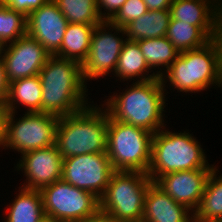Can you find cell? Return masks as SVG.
<instances>
[{
  "label": "cell",
  "mask_w": 222,
  "mask_h": 222,
  "mask_svg": "<svg viewBox=\"0 0 222 222\" xmlns=\"http://www.w3.org/2000/svg\"><path fill=\"white\" fill-rule=\"evenodd\" d=\"M152 71L153 70H151L147 64L138 43L136 41L126 40L123 44L113 75L118 77L120 81L139 78L136 79V82H145L159 78L154 71L152 74H149V72L151 73Z\"/></svg>",
  "instance_id": "cell-18"
},
{
  "label": "cell",
  "mask_w": 222,
  "mask_h": 222,
  "mask_svg": "<svg viewBox=\"0 0 222 222\" xmlns=\"http://www.w3.org/2000/svg\"><path fill=\"white\" fill-rule=\"evenodd\" d=\"M39 79L43 113L63 117L89 106L88 89L78 61L50 55L39 72Z\"/></svg>",
  "instance_id": "cell-1"
},
{
  "label": "cell",
  "mask_w": 222,
  "mask_h": 222,
  "mask_svg": "<svg viewBox=\"0 0 222 222\" xmlns=\"http://www.w3.org/2000/svg\"><path fill=\"white\" fill-rule=\"evenodd\" d=\"M85 222H123V221L116 220L115 218L107 216L99 211L95 216L86 220Z\"/></svg>",
  "instance_id": "cell-33"
},
{
  "label": "cell",
  "mask_w": 222,
  "mask_h": 222,
  "mask_svg": "<svg viewBox=\"0 0 222 222\" xmlns=\"http://www.w3.org/2000/svg\"><path fill=\"white\" fill-rule=\"evenodd\" d=\"M47 220L85 222L99 210V199L92 193L59 180L40 190Z\"/></svg>",
  "instance_id": "cell-9"
},
{
  "label": "cell",
  "mask_w": 222,
  "mask_h": 222,
  "mask_svg": "<svg viewBox=\"0 0 222 222\" xmlns=\"http://www.w3.org/2000/svg\"><path fill=\"white\" fill-rule=\"evenodd\" d=\"M151 178L141 171H115L99 199V210L123 222L142 220L144 200Z\"/></svg>",
  "instance_id": "cell-6"
},
{
  "label": "cell",
  "mask_w": 222,
  "mask_h": 222,
  "mask_svg": "<svg viewBox=\"0 0 222 222\" xmlns=\"http://www.w3.org/2000/svg\"><path fill=\"white\" fill-rule=\"evenodd\" d=\"M153 135L144 128L114 120L108 114L106 153L114 170L147 174Z\"/></svg>",
  "instance_id": "cell-7"
},
{
  "label": "cell",
  "mask_w": 222,
  "mask_h": 222,
  "mask_svg": "<svg viewBox=\"0 0 222 222\" xmlns=\"http://www.w3.org/2000/svg\"><path fill=\"white\" fill-rule=\"evenodd\" d=\"M212 169L176 171L160 176L154 183L177 203L195 212Z\"/></svg>",
  "instance_id": "cell-15"
},
{
  "label": "cell",
  "mask_w": 222,
  "mask_h": 222,
  "mask_svg": "<svg viewBox=\"0 0 222 222\" xmlns=\"http://www.w3.org/2000/svg\"><path fill=\"white\" fill-rule=\"evenodd\" d=\"M49 56L46 49L28 34L5 45L1 58L7 83L39 75Z\"/></svg>",
  "instance_id": "cell-12"
},
{
  "label": "cell",
  "mask_w": 222,
  "mask_h": 222,
  "mask_svg": "<svg viewBox=\"0 0 222 222\" xmlns=\"http://www.w3.org/2000/svg\"><path fill=\"white\" fill-rule=\"evenodd\" d=\"M96 25L99 24L68 23L60 50L55 55L82 64L90 50L91 37Z\"/></svg>",
  "instance_id": "cell-22"
},
{
  "label": "cell",
  "mask_w": 222,
  "mask_h": 222,
  "mask_svg": "<svg viewBox=\"0 0 222 222\" xmlns=\"http://www.w3.org/2000/svg\"><path fill=\"white\" fill-rule=\"evenodd\" d=\"M68 23L101 24L97 0H53Z\"/></svg>",
  "instance_id": "cell-26"
},
{
  "label": "cell",
  "mask_w": 222,
  "mask_h": 222,
  "mask_svg": "<svg viewBox=\"0 0 222 222\" xmlns=\"http://www.w3.org/2000/svg\"><path fill=\"white\" fill-rule=\"evenodd\" d=\"M214 3L216 2V4L222 9V3L221 0H212ZM219 1V2H218Z\"/></svg>",
  "instance_id": "cell-37"
},
{
  "label": "cell",
  "mask_w": 222,
  "mask_h": 222,
  "mask_svg": "<svg viewBox=\"0 0 222 222\" xmlns=\"http://www.w3.org/2000/svg\"><path fill=\"white\" fill-rule=\"evenodd\" d=\"M214 166L208 176L200 204L194 212V222L222 220V174Z\"/></svg>",
  "instance_id": "cell-23"
},
{
  "label": "cell",
  "mask_w": 222,
  "mask_h": 222,
  "mask_svg": "<svg viewBox=\"0 0 222 222\" xmlns=\"http://www.w3.org/2000/svg\"><path fill=\"white\" fill-rule=\"evenodd\" d=\"M166 37L179 53L201 48L212 40L199 26L172 18L167 28Z\"/></svg>",
  "instance_id": "cell-24"
},
{
  "label": "cell",
  "mask_w": 222,
  "mask_h": 222,
  "mask_svg": "<svg viewBox=\"0 0 222 222\" xmlns=\"http://www.w3.org/2000/svg\"><path fill=\"white\" fill-rule=\"evenodd\" d=\"M127 0H97L99 16L104 21H109ZM106 11H103V9Z\"/></svg>",
  "instance_id": "cell-30"
},
{
  "label": "cell",
  "mask_w": 222,
  "mask_h": 222,
  "mask_svg": "<svg viewBox=\"0 0 222 222\" xmlns=\"http://www.w3.org/2000/svg\"><path fill=\"white\" fill-rule=\"evenodd\" d=\"M21 189V190H20ZM19 194L6 208L5 222H45L46 216L40 190L19 187Z\"/></svg>",
  "instance_id": "cell-20"
},
{
  "label": "cell",
  "mask_w": 222,
  "mask_h": 222,
  "mask_svg": "<svg viewBox=\"0 0 222 222\" xmlns=\"http://www.w3.org/2000/svg\"><path fill=\"white\" fill-rule=\"evenodd\" d=\"M17 103L27 107L26 112H42V86L39 75L9 83L6 111L17 113Z\"/></svg>",
  "instance_id": "cell-19"
},
{
  "label": "cell",
  "mask_w": 222,
  "mask_h": 222,
  "mask_svg": "<svg viewBox=\"0 0 222 222\" xmlns=\"http://www.w3.org/2000/svg\"><path fill=\"white\" fill-rule=\"evenodd\" d=\"M165 71L161 68L160 71L155 70L164 87L169 80L170 86L178 92L198 93L215 84L222 87L218 37L201 48L181 52ZM163 73H167L166 76Z\"/></svg>",
  "instance_id": "cell-3"
},
{
  "label": "cell",
  "mask_w": 222,
  "mask_h": 222,
  "mask_svg": "<svg viewBox=\"0 0 222 222\" xmlns=\"http://www.w3.org/2000/svg\"><path fill=\"white\" fill-rule=\"evenodd\" d=\"M164 129V130H163ZM190 132L162 128L153 135L147 175L155 182L160 176L185 170L212 169L200 142Z\"/></svg>",
  "instance_id": "cell-5"
},
{
  "label": "cell",
  "mask_w": 222,
  "mask_h": 222,
  "mask_svg": "<svg viewBox=\"0 0 222 222\" xmlns=\"http://www.w3.org/2000/svg\"><path fill=\"white\" fill-rule=\"evenodd\" d=\"M136 42L150 69L164 66L162 70H167L180 54L166 36Z\"/></svg>",
  "instance_id": "cell-25"
},
{
  "label": "cell",
  "mask_w": 222,
  "mask_h": 222,
  "mask_svg": "<svg viewBox=\"0 0 222 222\" xmlns=\"http://www.w3.org/2000/svg\"><path fill=\"white\" fill-rule=\"evenodd\" d=\"M48 0H0L3 6L28 16L32 11L39 9Z\"/></svg>",
  "instance_id": "cell-29"
},
{
  "label": "cell",
  "mask_w": 222,
  "mask_h": 222,
  "mask_svg": "<svg viewBox=\"0 0 222 222\" xmlns=\"http://www.w3.org/2000/svg\"><path fill=\"white\" fill-rule=\"evenodd\" d=\"M17 170L24 171L25 189L41 190L62 180L63 157L55 144L22 154ZM26 183V184H25Z\"/></svg>",
  "instance_id": "cell-13"
},
{
  "label": "cell",
  "mask_w": 222,
  "mask_h": 222,
  "mask_svg": "<svg viewBox=\"0 0 222 222\" xmlns=\"http://www.w3.org/2000/svg\"><path fill=\"white\" fill-rule=\"evenodd\" d=\"M8 83L5 77V70L2 58L0 57V102H6L8 96Z\"/></svg>",
  "instance_id": "cell-31"
},
{
  "label": "cell",
  "mask_w": 222,
  "mask_h": 222,
  "mask_svg": "<svg viewBox=\"0 0 222 222\" xmlns=\"http://www.w3.org/2000/svg\"><path fill=\"white\" fill-rule=\"evenodd\" d=\"M23 115L17 120L15 112L6 113L1 148L15 149L22 155L55 144L60 117L43 112H25Z\"/></svg>",
  "instance_id": "cell-8"
},
{
  "label": "cell",
  "mask_w": 222,
  "mask_h": 222,
  "mask_svg": "<svg viewBox=\"0 0 222 222\" xmlns=\"http://www.w3.org/2000/svg\"><path fill=\"white\" fill-rule=\"evenodd\" d=\"M67 25L68 20L53 0L46 1L27 16V34L36 39L50 55L60 50Z\"/></svg>",
  "instance_id": "cell-14"
},
{
  "label": "cell",
  "mask_w": 222,
  "mask_h": 222,
  "mask_svg": "<svg viewBox=\"0 0 222 222\" xmlns=\"http://www.w3.org/2000/svg\"><path fill=\"white\" fill-rule=\"evenodd\" d=\"M171 18L199 26L211 39L222 30V9L211 0H173Z\"/></svg>",
  "instance_id": "cell-16"
},
{
  "label": "cell",
  "mask_w": 222,
  "mask_h": 222,
  "mask_svg": "<svg viewBox=\"0 0 222 222\" xmlns=\"http://www.w3.org/2000/svg\"><path fill=\"white\" fill-rule=\"evenodd\" d=\"M166 88L163 86L160 77L145 81L134 82L125 89L115 93L105 101V109L109 116L117 121L127 123L148 130L155 134L164 128L165 116L163 113L166 107Z\"/></svg>",
  "instance_id": "cell-2"
},
{
  "label": "cell",
  "mask_w": 222,
  "mask_h": 222,
  "mask_svg": "<svg viewBox=\"0 0 222 222\" xmlns=\"http://www.w3.org/2000/svg\"><path fill=\"white\" fill-rule=\"evenodd\" d=\"M132 222H145L144 220H140V221H132Z\"/></svg>",
  "instance_id": "cell-38"
},
{
  "label": "cell",
  "mask_w": 222,
  "mask_h": 222,
  "mask_svg": "<svg viewBox=\"0 0 222 222\" xmlns=\"http://www.w3.org/2000/svg\"><path fill=\"white\" fill-rule=\"evenodd\" d=\"M148 8L151 10H169L173 0H143Z\"/></svg>",
  "instance_id": "cell-32"
},
{
  "label": "cell",
  "mask_w": 222,
  "mask_h": 222,
  "mask_svg": "<svg viewBox=\"0 0 222 222\" xmlns=\"http://www.w3.org/2000/svg\"><path fill=\"white\" fill-rule=\"evenodd\" d=\"M171 19L170 10H151L124 27L126 39L138 41L166 36Z\"/></svg>",
  "instance_id": "cell-21"
},
{
  "label": "cell",
  "mask_w": 222,
  "mask_h": 222,
  "mask_svg": "<svg viewBox=\"0 0 222 222\" xmlns=\"http://www.w3.org/2000/svg\"><path fill=\"white\" fill-rule=\"evenodd\" d=\"M89 104L74 114L60 117L55 145L63 157L106 153L108 112Z\"/></svg>",
  "instance_id": "cell-4"
},
{
  "label": "cell",
  "mask_w": 222,
  "mask_h": 222,
  "mask_svg": "<svg viewBox=\"0 0 222 222\" xmlns=\"http://www.w3.org/2000/svg\"><path fill=\"white\" fill-rule=\"evenodd\" d=\"M147 11L148 8L143 0H127L108 22L114 26L124 28L133 20L144 15Z\"/></svg>",
  "instance_id": "cell-28"
},
{
  "label": "cell",
  "mask_w": 222,
  "mask_h": 222,
  "mask_svg": "<svg viewBox=\"0 0 222 222\" xmlns=\"http://www.w3.org/2000/svg\"><path fill=\"white\" fill-rule=\"evenodd\" d=\"M142 220L145 222H194V213L173 200L153 182L145 195Z\"/></svg>",
  "instance_id": "cell-17"
},
{
  "label": "cell",
  "mask_w": 222,
  "mask_h": 222,
  "mask_svg": "<svg viewBox=\"0 0 222 222\" xmlns=\"http://www.w3.org/2000/svg\"><path fill=\"white\" fill-rule=\"evenodd\" d=\"M6 105L5 102H0V144L4 134V121L6 116Z\"/></svg>",
  "instance_id": "cell-34"
},
{
  "label": "cell",
  "mask_w": 222,
  "mask_h": 222,
  "mask_svg": "<svg viewBox=\"0 0 222 222\" xmlns=\"http://www.w3.org/2000/svg\"><path fill=\"white\" fill-rule=\"evenodd\" d=\"M62 180L88 191L98 199L105 193L115 172L107 153H93L63 159Z\"/></svg>",
  "instance_id": "cell-11"
},
{
  "label": "cell",
  "mask_w": 222,
  "mask_h": 222,
  "mask_svg": "<svg viewBox=\"0 0 222 222\" xmlns=\"http://www.w3.org/2000/svg\"><path fill=\"white\" fill-rule=\"evenodd\" d=\"M27 34V16L0 3V40L4 45Z\"/></svg>",
  "instance_id": "cell-27"
},
{
  "label": "cell",
  "mask_w": 222,
  "mask_h": 222,
  "mask_svg": "<svg viewBox=\"0 0 222 222\" xmlns=\"http://www.w3.org/2000/svg\"><path fill=\"white\" fill-rule=\"evenodd\" d=\"M5 45L2 43V41L0 40V57L4 51Z\"/></svg>",
  "instance_id": "cell-36"
},
{
  "label": "cell",
  "mask_w": 222,
  "mask_h": 222,
  "mask_svg": "<svg viewBox=\"0 0 222 222\" xmlns=\"http://www.w3.org/2000/svg\"><path fill=\"white\" fill-rule=\"evenodd\" d=\"M218 40H219V46L221 50V75H222V30L220 34L218 35Z\"/></svg>",
  "instance_id": "cell-35"
},
{
  "label": "cell",
  "mask_w": 222,
  "mask_h": 222,
  "mask_svg": "<svg viewBox=\"0 0 222 222\" xmlns=\"http://www.w3.org/2000/svg\"><path fill=\"white\" fill-rule=\"evenodd\" d=\"M111 31H109V30ZM108 30V31H107ZM112 31H115L112 33ZM119 33L121 36L119 37ZM118 36H117V35ZM124 28L114 26L108 21L96 25L91 37L90 50L81 64L84 81L109 76L116 69L119 55L127 40Z\"/></svg>",
  "instance_id": "cell-10"
}]
</instances>
